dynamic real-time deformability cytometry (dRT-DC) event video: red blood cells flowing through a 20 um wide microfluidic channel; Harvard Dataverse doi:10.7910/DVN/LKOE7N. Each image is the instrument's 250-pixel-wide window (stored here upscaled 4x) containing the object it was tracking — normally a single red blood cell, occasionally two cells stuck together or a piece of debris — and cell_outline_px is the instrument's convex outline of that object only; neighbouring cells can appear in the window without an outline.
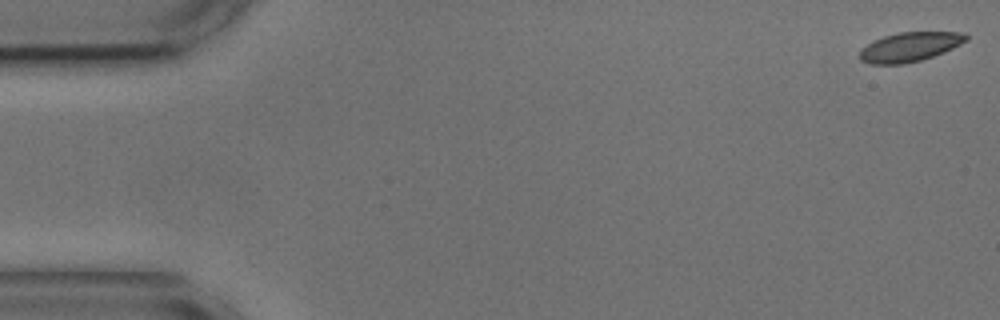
{"species": "common noctule bat (a hibernating species)", "species_latin": "Nyctalus noctula", "temperature_condition": "cold", "stored_images_in_passage": 16, "camera_frame_rate_fps": 3000, "um_per_image_px": 0.085, "animal": {"sex": "male", "body_mass_g": 17.9, "forearm_length_mm": 54.2}, "frame": {"image": 1, "passage_image": 1, "time_ms": 0.0, "image_size_px": [1000, 320], "cell_outline_px": [[968, 40], [944, 52], [920, 60], [904, 64], [868, 64], [860, 60], [860, 48], [872, 40], [884, 36], [900, 32], [964, 32], [968, 36]], "centroid_in_image_um": [77.3, 3.98], "position_along_channel_um": 7.7, "area_um2": 18.26}}
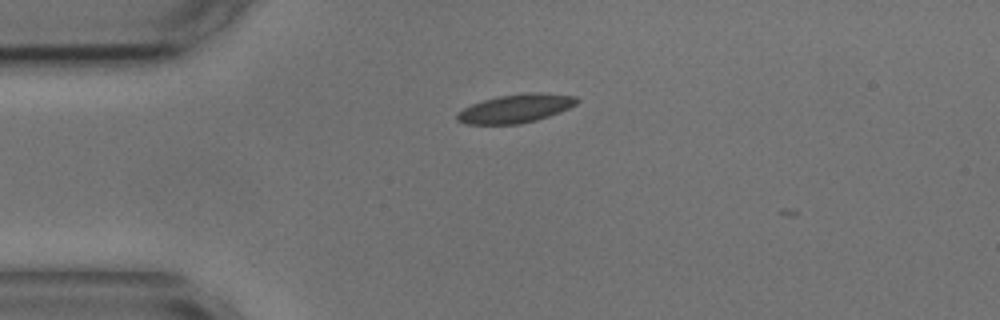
{"frame": {"image": 2, "passage_image": 13, "time_ms": 4.0, "image_size_px": [1000, 320], "cell_outline_px": [[580, 100], [576, 104], [560, 112], [536, 120], [520, 124], [468, 124], [456, 120], [456, 116], [464, 108], [472, 104], [484, 100], [500, 96], [524, 92], [544, 92], [576, 96]], "centroid_in_image_um": [43.87, 9.21], "position_along_channel_um": 41.1, "area_um2": 19.88}}